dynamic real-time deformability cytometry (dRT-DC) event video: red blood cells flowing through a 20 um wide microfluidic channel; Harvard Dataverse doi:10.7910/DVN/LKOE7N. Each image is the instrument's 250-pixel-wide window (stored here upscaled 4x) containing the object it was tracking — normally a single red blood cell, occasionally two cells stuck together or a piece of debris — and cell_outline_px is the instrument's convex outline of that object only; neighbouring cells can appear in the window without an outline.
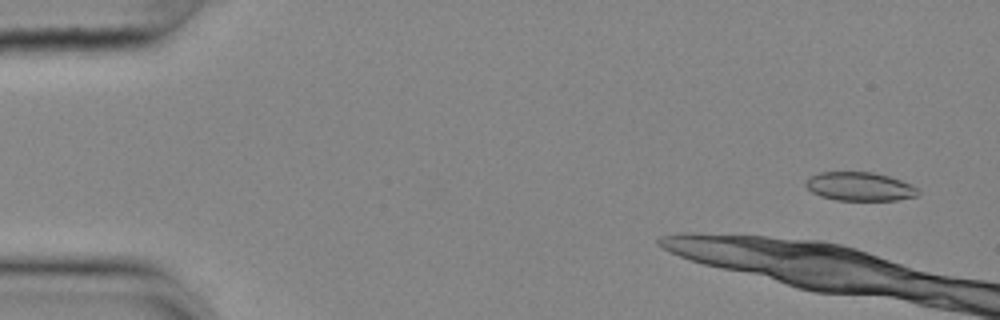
{"species": "common noctule bat (a hibernating species)", "species_latin": "Nyctalus noctula", "temperature_condition": "cold", "stored_images_in_passage": 12, "camera_frame_rate_fps": 3000, "um_per_image_px": 0.085, "animal": {"sex": "female", "body_mass_g": 25.1}, "frame": {"image": 1, "passage_image": 3, "time_ms": 0.667, "image_size_px": [1000, 320], "cell_outline_px": [[920, 192], [916, 196], [896, 200], [836, 200], [820, 196], [812, 192], [804, 184], [812, 176], [820, 172], [872, 172], [888, 176], [900, 180], [916, 188]], "centroid_in_image_um": [73.06, 15.86], "position_along_channel_um": 11.9, "area_um2": 18.5}}